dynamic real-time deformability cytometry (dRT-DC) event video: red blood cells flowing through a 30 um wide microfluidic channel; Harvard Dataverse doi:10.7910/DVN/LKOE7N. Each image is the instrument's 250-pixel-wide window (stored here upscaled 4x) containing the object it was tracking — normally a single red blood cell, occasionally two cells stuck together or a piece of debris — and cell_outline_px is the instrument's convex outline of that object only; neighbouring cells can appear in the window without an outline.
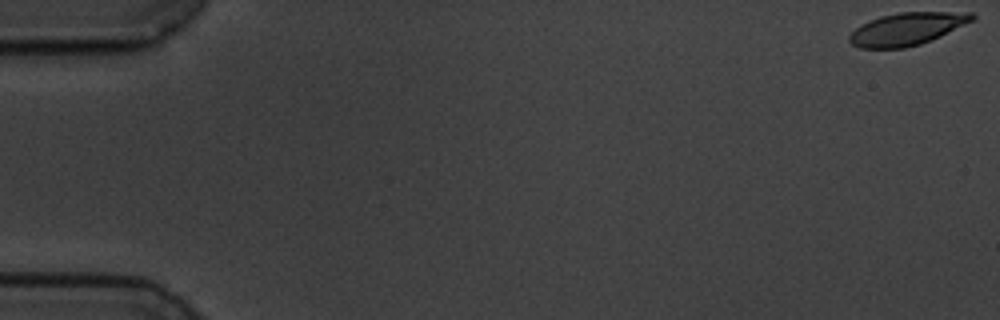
{"species": "common noctule bat (a hibernating species)", "species_latin": "Nyctalus noctula", "temperature_condition": "cold", "stored_images_in_passage": 58, "camera_frame_rate_fps": 3000, "um_per_image_px": 0.085, "animal": {"sex": "male", "body_mass_g": 19.5, "forearm_length_mm": 54.6}, "frame": {"image": 1, "passage_image": 1, "time_ms": 0.0, "image_size_px": [1000, 320], "cell_outline_px": [[976, 16], [972, 20], [940, 36], [920, 44], [904, 48], [860, 48], [852, 44], [848, 40], [848, 36], [860, 24], [880, 16], [900, 12], [972, 12]], "centroid_in_image_um": [77.05, 2.45], "position_along_channel_um": 7.9, "area_um2": 23.06}}
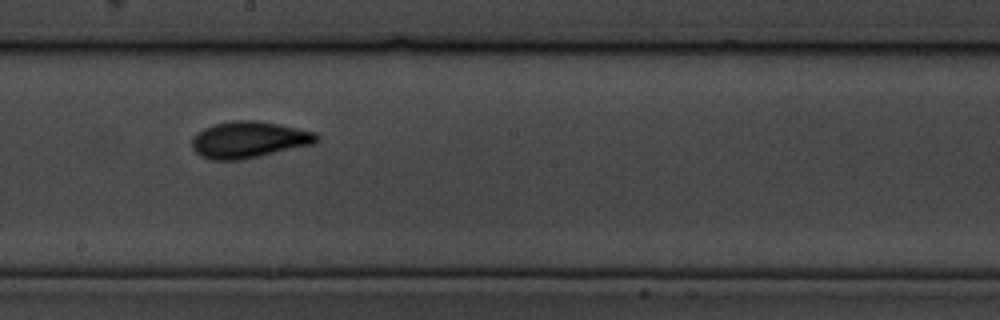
{"frame": {"image": 2, "passage_image": 33, "time_ms": 10.667, "image_size_px": [1000, 320], "cell_outline_px": [[320, 140], [316, 144], [260, 156], [240, 160], [212, 160], [200, 156], [192, 148], [192, 136], [196, 132], [212, 124], [232, 120], [256, 120], [280, 124], [316, 132], [320, 136]], "centroid_in_image_um": [21.18, 11.87], "position_along_channel_um": 227.0, "area_um2": 27.05}}
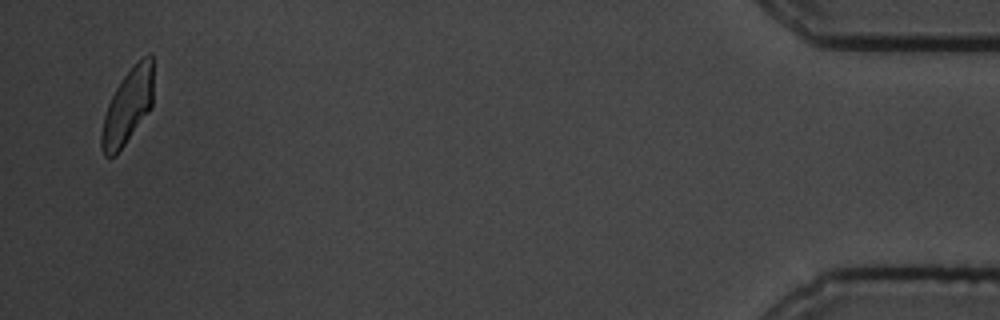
{"frame": {"image": 3, "passage_image": 57, "time_ms": 18.667, "image_size_px": [1000, 320], "cell_outline_px": [[152, 108], [116, 156], [104, 156], [100, 148], [100, 136], [104, 116], [108, 104], [120, 80], [144, 56], [152, 52]], "centroid_in_image_um": [10.84, 9.11], "position_along_channel_um": 424.4, "area_um2": 22.54}, "authors_computed_cell_mechanics": {"area_um2": 24.5072, "velocity_mm_per_s": 3.4615, "shape_relaxation_time_tau1_ms": 4.0697, "shape_relaxation_time_tau2_ms": 1.3581, "deformation_change_tau1": 0.1436, "deformation_change_tau2": 0.0702}}